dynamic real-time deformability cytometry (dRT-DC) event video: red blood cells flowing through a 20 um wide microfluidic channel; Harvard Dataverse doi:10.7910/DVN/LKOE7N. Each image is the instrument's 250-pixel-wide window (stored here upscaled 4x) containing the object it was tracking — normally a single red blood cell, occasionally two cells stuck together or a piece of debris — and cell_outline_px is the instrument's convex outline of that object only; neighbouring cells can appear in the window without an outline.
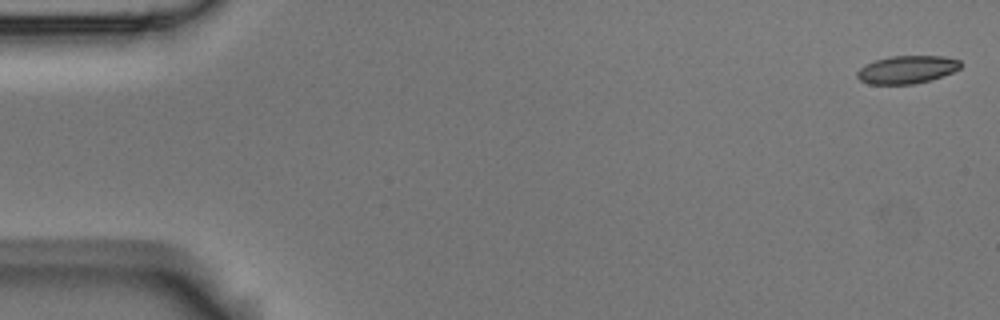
{"species": "Egyptian fruit bat (a non-hibernating species)", "species_latin": "Rousettus aegyptiacus", "temperature_condition": "room temperature", "stored_images_in_passage": 11, "camera_frame_rate_fps": 3000, "um_per_image_px": 0.085, "animal": {"sex": "male"}, "frame": {"image": 1, "passage_image": 1, "time_ms": 0.0, "image_size_px": [1000, 320], "cell_outline_px": [[960, 68], [952, 72], [932, 80], [912, 84], [868, 84], [860, 80], [856, 76], [856, 72], [864, 64], [876, 60], [892, 56], [944, 56], [960, 60]], "centroid_in_image_um": [77.07, 5.92], "position_along_channel_um": 7.9, "area_um2": 16.82}}
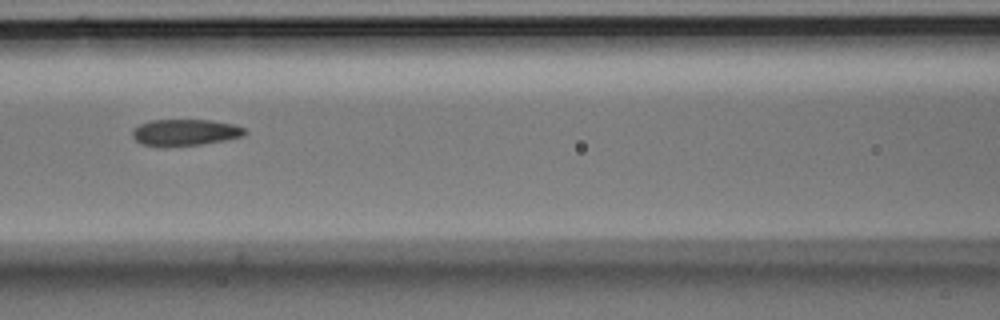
{"frame": {"image": 2, "passage_image": 7, "time_ms": 2.0, "image_size_px": [1000, 320], "cell_outline_px": [[248, 132], [244, 136], [224, 140], [200, 144], [140, 144], [132, 136], [132, 132], [140, 124], [152, 120], [212, 120], [236, 124], [244, 128]], "centroid_in_image_um": [15.82, 11.21], "position_along_channel_um": 150.8, "area_um2": 16.76}}
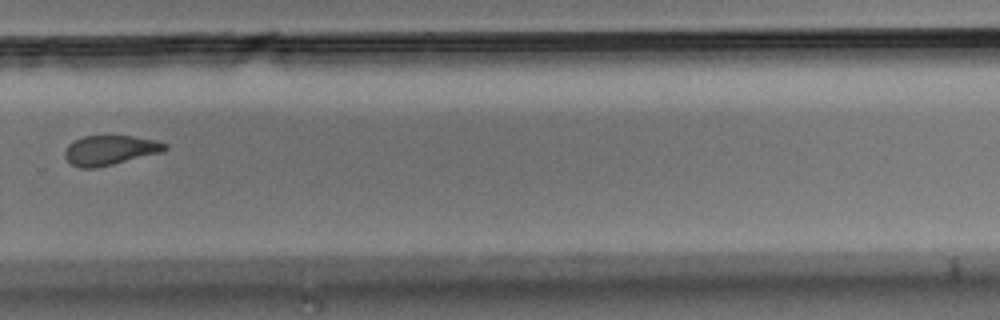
{"frame": {"image": 3, "passage_image": 11, "time_ms": 3.333, "image_size_px": [1000, 320], "cell_outline_px": [[168, 148], [164, 152], [96, 168], [80, 168], [72, 164], [64, 156], [64, 152], [68, 144], [84, 136], [132, 136], [156, 140], [168, 144]], "centroid_in_image_um": [9.39, 12.77], "position_along_channel_um": 320.4, "area_um2": 17.34}}